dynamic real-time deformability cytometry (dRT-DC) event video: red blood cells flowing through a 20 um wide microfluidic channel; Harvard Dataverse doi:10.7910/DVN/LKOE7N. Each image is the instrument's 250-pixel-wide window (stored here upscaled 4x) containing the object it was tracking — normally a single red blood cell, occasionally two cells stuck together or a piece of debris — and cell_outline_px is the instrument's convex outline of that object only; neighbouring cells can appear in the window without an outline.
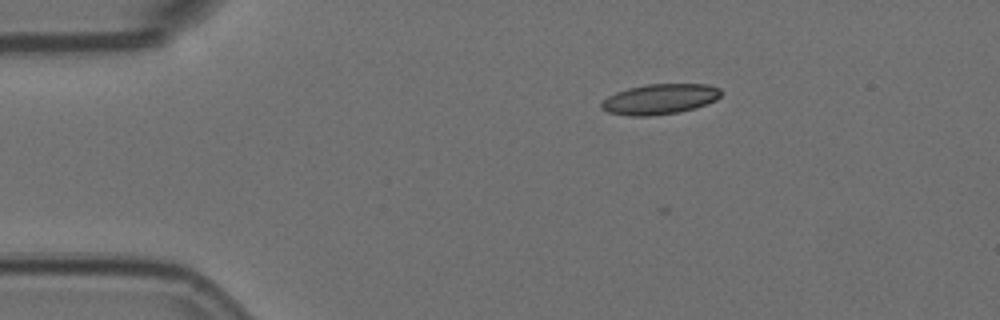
{"species": "Egyptian fruit bat (a non-hibernating species)", "species_latin": "Rousettus aegyptiacus", "temperature_condition": "room temperature", "stored_images_in_passage": 4, "camera_frame_rate_fps": 3000, "um_per_image_px": 0.085, "animal": {"sex": "female"}, "frame": {"image": 1, "passage_image": 3, "time_ms": 0.667, "image_size_px": [1000, 320], "cell_outline_px": [[724, 92], [716, 100], [696, 108], [680, 112], [648, 116], [628, 116], [608, 112], [600, 108], [600, 104], [608, 96], [616, 92], [628, 88], [644, 84], [708, 84], [720, 88]], "centroid_in_image_um": [56.1, 8.42], "position_along_channel_um": 28.9, "area_um2": 21.39}}